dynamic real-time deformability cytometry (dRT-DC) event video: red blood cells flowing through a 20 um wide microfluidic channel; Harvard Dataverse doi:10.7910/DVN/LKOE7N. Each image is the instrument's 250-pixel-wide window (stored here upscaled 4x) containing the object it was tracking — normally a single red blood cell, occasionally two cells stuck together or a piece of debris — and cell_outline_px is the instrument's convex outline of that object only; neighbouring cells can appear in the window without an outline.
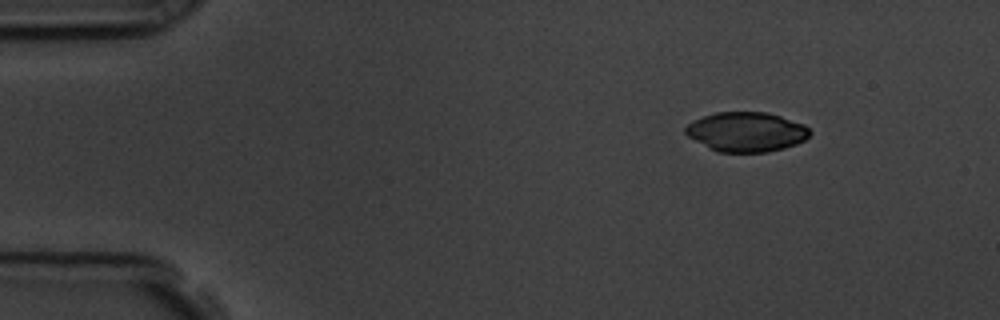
{"species": "common noctule bat (a hibernating species)", "species_latin": "Nyctalus noctula", "temperature_condition": "room temperature", "stored_images_in_passage": 50, "camera_frame_rate_fps": 3000, "um_per_image_px": 0.085, "animal": {"sex": "male", "body_mass_g": 19.5, "forearm_length_mm": 54.6}, "frame": {"image": 1, "passage_image": 1, "time_ms": 0.0, "image_size_px": [1000, 320], "cell_outline_px": [[812, 132], [804, 140], [796, 144], [784, 148], [768, 152], [716, 152], [708, 148], [688, 136], [684, 132], [684, 128], [688, 124], [704, 116], [716, 112], [768, 112], [804, 124]], "centroid_in_image_um": [63.44, 11.21], "position_along_channel_um": 21.6, "area_um2": 28.67}}
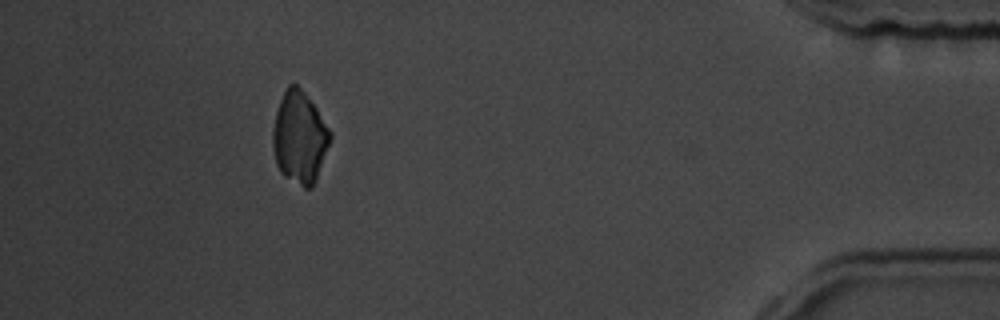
{"frame": {"image": 2, "passage_image": 45, "time_ms": 14.667, "image_size_px": [1000, 320], "cell_outline_px": [[332, 136], [316, 180], [312, 188], [304, 188], [284, 176], [280, 172], [276, 164], [272, 144], [272, 128], [276, 112], [280, 100], [288, 84], [296, 84], [304, 92], [316, 108], [332, 132]], "centroid_in_image_um": [25.45, 11.7], "position_along_channel_um": 409.7, "area_um2": 30.75}}